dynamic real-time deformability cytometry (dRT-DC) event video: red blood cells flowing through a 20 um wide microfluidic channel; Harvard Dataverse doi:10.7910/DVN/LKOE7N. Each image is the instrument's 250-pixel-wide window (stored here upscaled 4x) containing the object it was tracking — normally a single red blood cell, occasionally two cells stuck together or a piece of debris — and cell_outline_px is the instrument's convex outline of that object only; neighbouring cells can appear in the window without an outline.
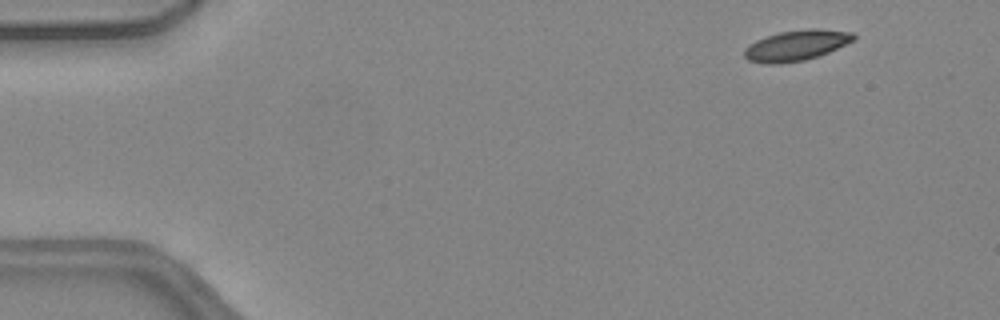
{"species": "common noctule bat (a hibernating species)", "species_latin": "Nyctalus noctula", "temperature_condition": "warm", "stored_images_in_passage": 48, "camera_frame_rate_fps": 3000, "um_per_image_px": 0.085, "animal": {"sex": "female", "body_mass_g": 24.6, "forearm_length_mm": 56.2}, "frame": {"image": 1, "passage_image": 2, "time_ms": 0.333, "image_size_px": [1000, 320], "cell_outline_px": [[856, 40], [828, 52], [804, 60], [780, 64], [764, 64], [748, 60], [744, 56], [744, 48], [748, 44], [756, 40], [780, 32], [812, 28], [816, 28], [852, 32], [856, 36]], "centroid_in_image_um": [67.68, 3.86], "position_along_channel_um": 17.3, "area_um2": 19.48}}
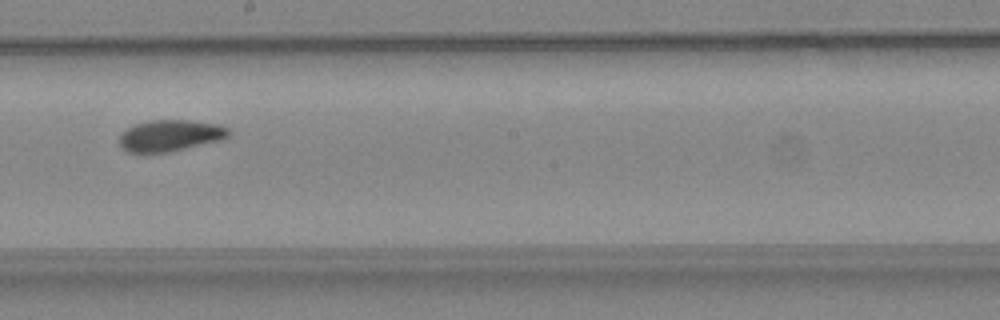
{"frame": {"image": 2, "passage_image": 26, "time_ms": 8.333, "image_size_px": [1000, 320], "cell_outline_px": [[232, 132], [224, 140], [168, 152], [144, 156], [128, 152], [120, 148], [120, 136], [128, 128], [136, 124], [152, 120], [188, 120], [220, 124], [228, 128]], "centroid_in_image_um": [14.47, 11.56], "position_along_channel_um": 233.7, "area_um2": 20.63}}
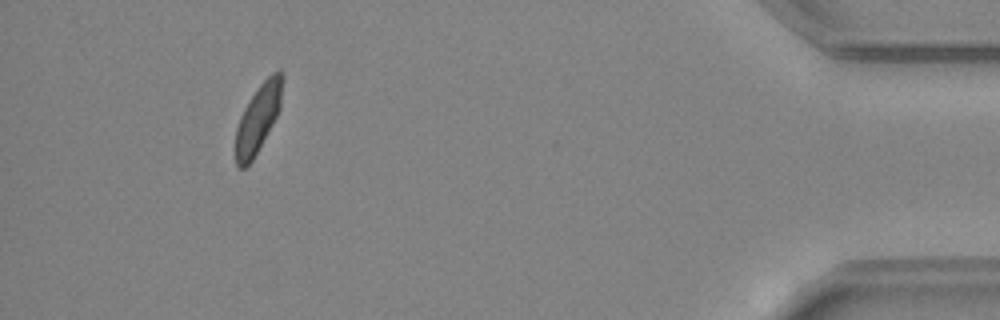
{"frame": {"image": 3, "passage_image": 44, "time_ms": 14.333, "image_size_px": [1000, 320], "cell_outline_px": [[284, 80], [280, 108], [272, 124], [252, 160], [244, 168], [236, 168], [236, 128], [240, 116], [244, 108], [256, 88], [272, 72], [280, 68], [284, 72]], "centroid_in_image_um": [21.96, 9.98], "position_along_channel_um": 413.2, "area_um2": 18.55}, "authors_computed_cell_mechanics": {"area_um2": 19.8254, "velocity_mm_per_s": 4.0714, "shape_relaxation_time_tau1_ms": 4.2144, "shape_relaxation_time_tau2_ms": 4.6598, "deformation_change_tau1": 0.1225, "deformation_change_tau2": 0.0753}}